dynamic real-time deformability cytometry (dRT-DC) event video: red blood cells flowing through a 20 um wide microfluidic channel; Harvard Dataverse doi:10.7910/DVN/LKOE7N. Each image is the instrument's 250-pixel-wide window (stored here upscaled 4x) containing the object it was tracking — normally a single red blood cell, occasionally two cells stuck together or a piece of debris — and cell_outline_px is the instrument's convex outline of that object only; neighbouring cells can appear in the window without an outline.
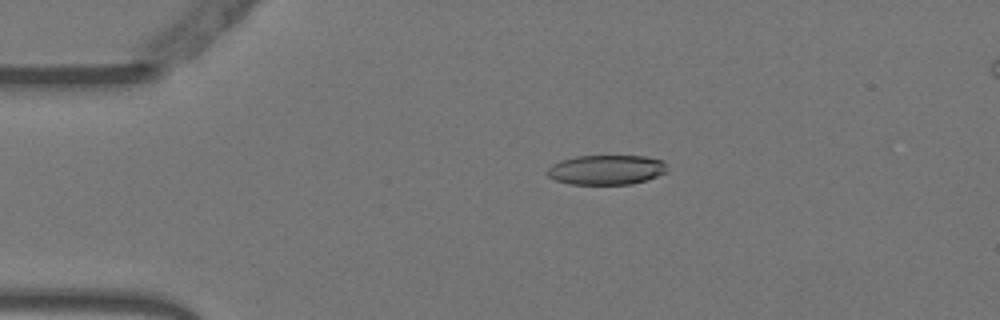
{"species": "Egyptian fruit bat (a non-hibernating species)", "species_latin": "Rousettus aegyptiacus", "temperature_condition": "warm", "stored_images_in_passage": 51, "camera_frame_rate_fps": 3000, "um_per_image_px": 0.085, "animal": {"sex": "female"}, "frame": {"image": 1, "passage_image": 8, "time_ms": 2.333, "image_size_px": [1000, 320], "cell_outline_px": [[668, 172], [632, 184], [568, 184], [556, 180], [548, 176], [544, 172], [552, 164], [560, 160], [576, 156], [644, 156], [664, 160]], "centroid_in_image_um": [51.52, 14.43], "position_along_channel_um": 33.5, "area_um2": 20.87}}
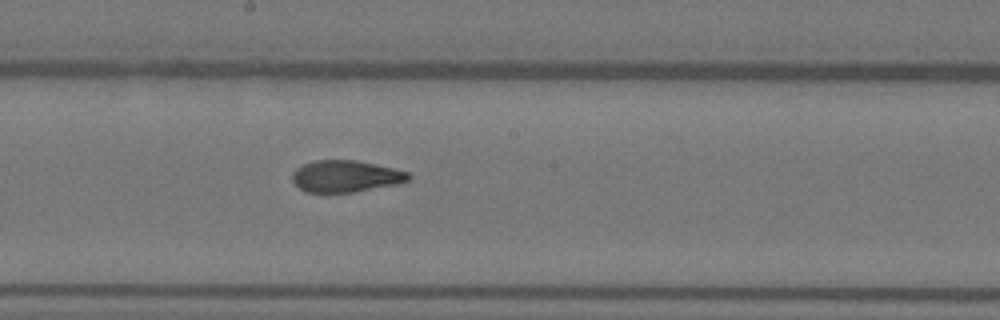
{"frame": {"image": 2, "passage_image": 26, "time_ms": 8.333, "image_size_px": [1000, 320], "cell_outline_px": [[412, 176], [408, 180], [400, 184], [352, 192], [304, 192], [292, 180], [292, 172], [296, 168], [304, 164], [316, 160], [356, 160], [392, 168], [408, 172]], "centroid_in_image_um": [29.38, 14.98], "position_along_channel_um": 218.8, "area_um2": 21.44}}
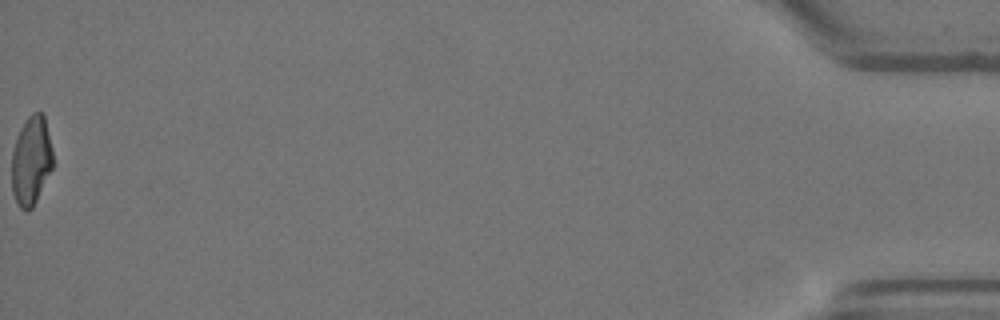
{"frame": {"image": 3, "passage_image": 51, "time_ms": 16.667, "image_size_px": [1000, 320], "cell_outline_px": [[52, 168], [32, 208], [28, 212], [24, 212], [20, 208], [12, 192], [12, 152], [20, 128], [28, 116], [32, 112], [40, 112], [44, 116], [52, 148]], "centroid_in_image_um": [2.64, 13.67], "position_along_channel_um": 432.6, "area_um2": 21.15}, "authors_computed_cell_mechanics": {"area_um2": 22.1374, "velocity_mm_per_s": 3.7928, "shape_relaxation_time_tau1_ms": null, "shape_relaxation_time_tau2_ms": 1.9196, "deformation_change_tau1": null, "deformation_change_tau2": 0.0943}}